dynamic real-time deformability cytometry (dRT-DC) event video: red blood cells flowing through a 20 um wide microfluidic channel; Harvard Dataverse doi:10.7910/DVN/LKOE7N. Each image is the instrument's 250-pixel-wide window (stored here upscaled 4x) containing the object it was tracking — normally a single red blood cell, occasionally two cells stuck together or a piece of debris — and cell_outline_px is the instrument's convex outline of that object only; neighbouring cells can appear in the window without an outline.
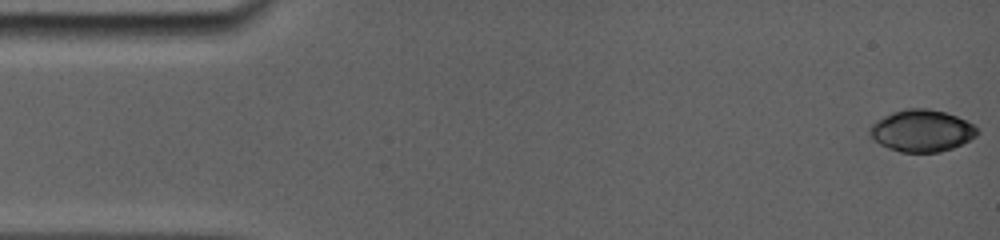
{"species": "common noctule bat (a hibernating species)", "species_latin": "Nyctalus noctula", "temperature_condition": "room temperature", "stored_images_in_passage": 59, "camera_frame_rate_fps": 5000, "um_per_image_px": 0.085, "animal": {"sex": "female", "body_mass_g": 19.0, "forearm_length_mm": 56.7}, "frame": {"image": 1, "passage_image": 1, "time_ms": 0.0, "image_size_px": [1000, 240], "cell_outline_px": [[976, 136], [960, 144], [936, 152], [904, 152], [892, 148], [876, 140], [872, 136], [872, 124], [896, 112], [908, 108], [928, 108], [944, 112], [956, 116], [972, 124], [976, 128]], "centroid_in_image_um": [78.4, 11.1], "position_along_channel_um": 6.6, "area_um2": 24.91}}
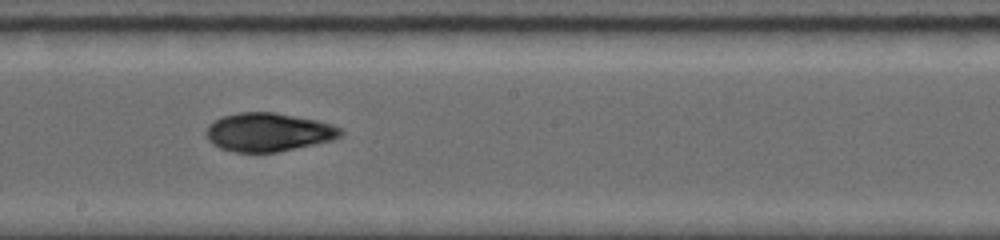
{"frame": {"image": 2, "passage_image": 34, "time_ms": 9.0, "image_size_px": [1000, 240], "cell_outline_px": [[344, 132], [340, 136], [332, 140], [276, 152], [236, 152], [220, 148], [212, 144], [208, 140], [208, 124], [220, 116], [240, 112], [276, 112], [316, 120], [332, 124], [340, 128]], "centroid_in_image_um": [22.8, 11.22], "position_along_channel_um": 225.4, "area_um2": 30.06}}
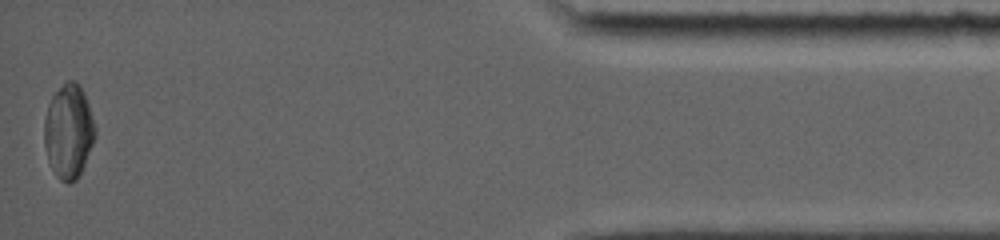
{"frame": {"image": 3, "passage_image": 59, "time_ms": 16.0, "image_size_px": [1000, 240], "cell_outline_px": [[96, 136], [84, 164], [76, 180], [68, 184], [60, 180], [52, 168], [48, 160], [44, 144], [44, 120], [48, 104], [52, 96], [68, 80], [76, 80], [80, 84], [84, 92], [96, 128]], "centroid_in_image_um": [5.83, 11.15], "position_along_channel_um": 429.4, "area_um2": 27.8}, "authors_computed_cell_mechanics": {"area_um2": 28.9, "velocity_mm_per_s": 3.8411, "shape_relaxation_time_tau1_ms": 5.6103, "shape_relaxation_time_tau2_ms": 3.9243, "deformation_change_tau1": 0.1482, "deformation_change_tau2": 0.0723}}